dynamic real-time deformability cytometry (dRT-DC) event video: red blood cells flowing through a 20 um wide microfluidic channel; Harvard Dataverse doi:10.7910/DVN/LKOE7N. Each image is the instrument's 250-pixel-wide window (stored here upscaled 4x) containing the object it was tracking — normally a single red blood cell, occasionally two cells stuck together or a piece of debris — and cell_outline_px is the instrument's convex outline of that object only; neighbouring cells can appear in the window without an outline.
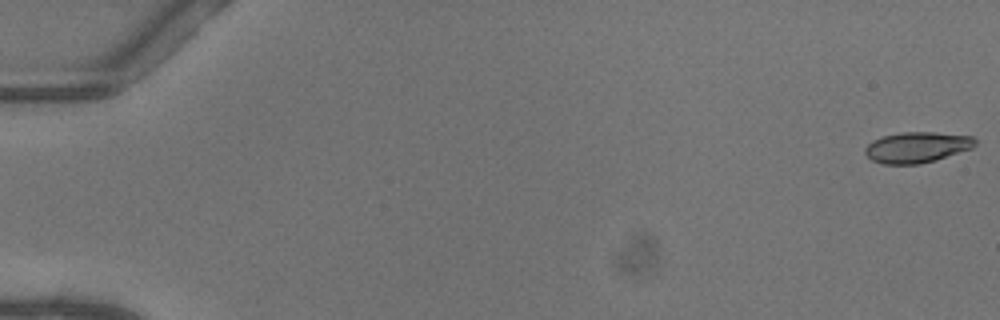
{"species": "common noctule bat (a hibernating species)", "species_latin": "Nyctalus noctula", "temperature_condition": "warm", "stored_images_in_passage": 21, "camera_frame_rate_fps": 3000, "um_per_image_px": 0.085, "animal": {"sex": "female"}, "frame": {"image": 1, "passage_image": 1, "time_ms": 0.0, "image_size_px": [1000, 320], "cell_outline_px": [[976, 144], [972, 148], [936, 160], [920, 164], [884, 164], [872, 160], [864, 152], [864, 148], [872, 140], [884, 136], [904, 132], [932, 132], [972, 136], [976, 140]], "centroid_in_image_um": [77.94, 12.52], "position_along_channel_um": 7.1, "area_um2": 19.65}}
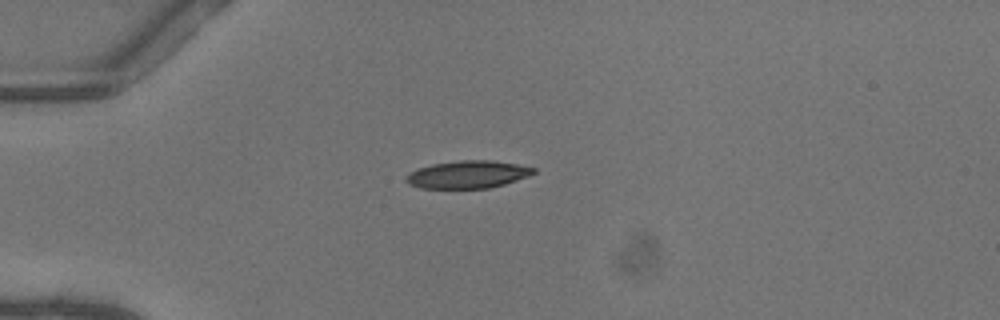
{"frame": {"image": 2, "passage_image": 15, "time_ms": 4.667, "image_size_px": [1000, 320], "cell_outline_px": [[536, 172], [528, 176], [504, 184], [488, 188], [420, 188], [408, 184], [404, 180], [404, 176], [408, 172], [432, 164], [460, 160], [492, 160], [516, 164], [536, 168]], "centroid_in_image_um": [39.72, 14.83], "position_along_channel_um": 45.3, "area_um2": 20.52}}
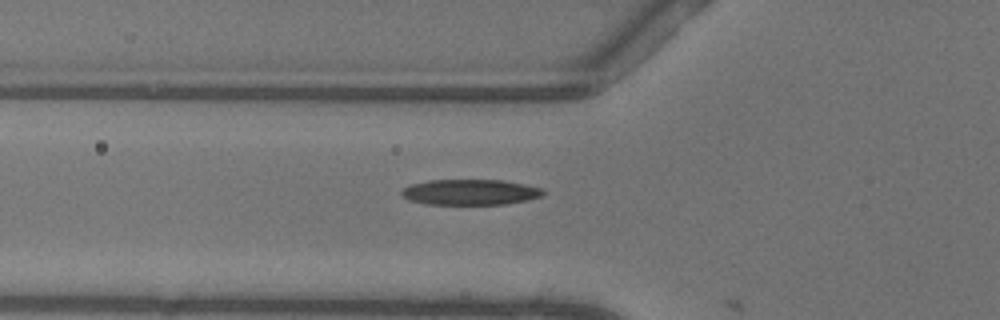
{"frame": {"image": 3, "passage_image": 20, "time_ms": 6.333, "image_size_px": [1000, 320], "cell_outline_px": [[544, 192], [540, 196], [524, 200], [504, 204], [424, 204], [408, 200], [400, 192], [404, 188], [412, 184], [428, 180], [504, 180], [524, 184], [540, 188]], "centroid_in_image_um": [39.91, 16.33], "position_along_channel_um": 85.9, "area_um2": 20.87}}